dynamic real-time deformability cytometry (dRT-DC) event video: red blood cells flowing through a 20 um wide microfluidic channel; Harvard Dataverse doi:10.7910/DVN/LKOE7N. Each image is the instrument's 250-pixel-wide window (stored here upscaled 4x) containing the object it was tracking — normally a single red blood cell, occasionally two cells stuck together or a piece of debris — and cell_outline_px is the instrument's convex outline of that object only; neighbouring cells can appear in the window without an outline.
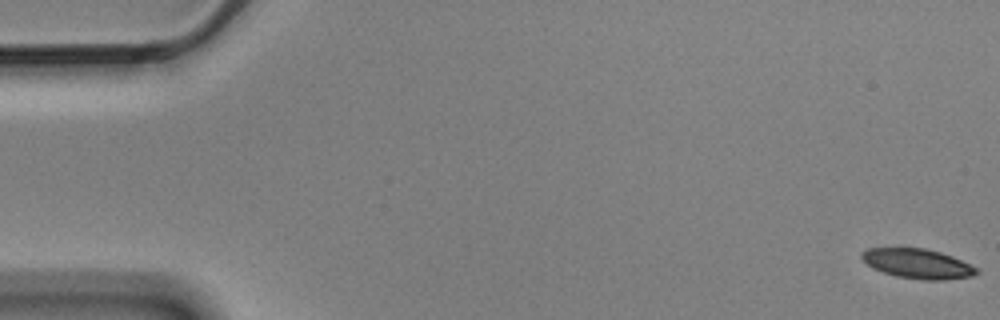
{"species": "Egyptian fruit bat (a non-hibernating species)", "species_latin": "Rousettus aegyptiacus", "temperature_condition": "cold", "stored_images_in_passage": 5, "camera_frame_rate_fps": 3000, "um_per_image_px": 0.085, "animal": {"sex": "male"}, "frame": {"image": 1, "passage_image": 1, "time_ms": 0.0, "image_size_px": [1000, 320], "cell_outline_px": [[980, 272], [972, 276], [944, 280], [924, 280], [896, 276], [872, 268], [860, 256], [860, 252], [868, 248], [924, 248], [940, 252], [952, 256], [976, 268]], "centroid_in_image_um": [77.98, 22.41], "position_along_channel_um": 7.0, "area_um2": 19.71}}
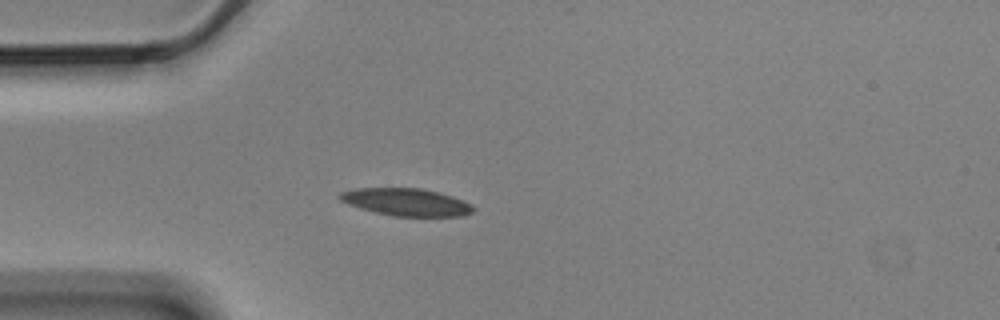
{"frame": {"image": 2, "passage_image": 5, "time_ms": 1.333, "image_size_px": [1000, 320], "cell_outline_px": [[476, 208], [472, 212], [464, 216], [392, 216], [360, 208], [348, 204], [340, 200], [336, 196], [340, 192], [352, 188], [420, 188], [452, 196], [464, 200], [472, 204]], "centroid_in_image_um": [34.52, 17.17], "position_along_channel_um": 50.5, "area_um2": 21.44}}